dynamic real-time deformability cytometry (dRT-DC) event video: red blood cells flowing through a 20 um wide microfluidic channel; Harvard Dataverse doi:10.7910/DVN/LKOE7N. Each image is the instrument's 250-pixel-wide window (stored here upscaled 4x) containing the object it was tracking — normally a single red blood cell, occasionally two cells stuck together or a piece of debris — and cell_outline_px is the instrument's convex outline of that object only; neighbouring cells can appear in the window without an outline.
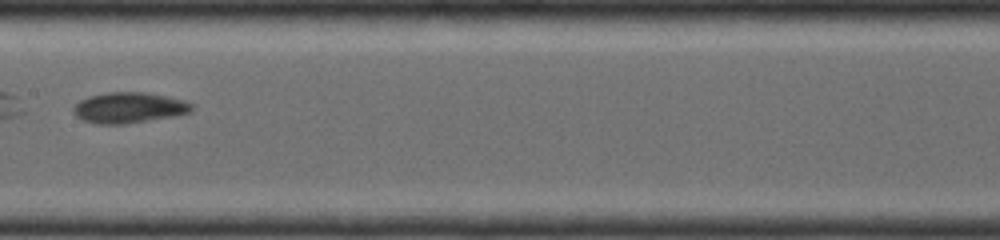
{"species": "common noctule bat (a hibernating species)", "species_latin": "Nyctalus noctula", "temperature_condition": "room temperature", "stored_images_in_passage": 22, "camera_frame_rate_fps": 4000, "um_per_image_px": 0.085, "animal": {"sex": "female", "body_mass_g": 19.0, "forearm_length_mm": 56.7}, "frame": {"image": 1, "passage_image": 10, "time_ms": 3.25, "image_size_px": [1000, 240], "cell_outline_px": [[192, 108], [188, 112], [176, 116], [120, 124], [100, 124], [84, 120], [76, 116], [72, 112], [72, 108], [80, 100], [88, 96], [108, 92], [144, 92], [168, 96], [184, 100], [192, 104]], "centroid_in_image_um": [10.94, 9.14], "position_along_channel_um": 196.5, "area_um2": 21.04}}
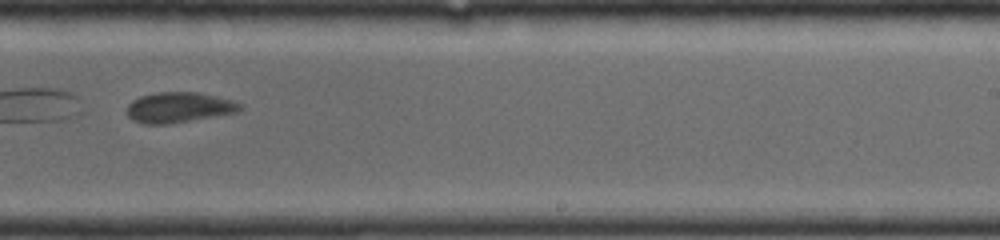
{"frame": {"image": 2, "passage_image": 16, "time_ms": 5.0, "image_size_px": [1000, 240], "cell_outline_px": [[244, 104], [236, 112], [168, 124], [144, 124], [132, 120], [128, 116], [128, 104], [132, 100], [140, 96], [156, 92], [200, 92], [232, 100]], "centroid_in_image_um": [15.18, 9.12], "position_along_channel_um": 273.8, "area_um2": 19.94}}
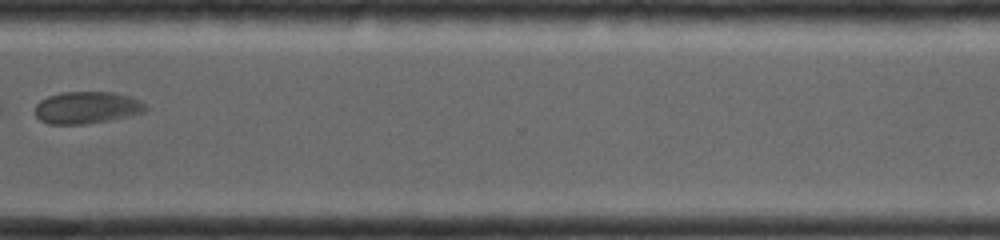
{"frame": {"image": 3, "passage_image": 22, "time_ms": 7.0, "image_size_px": [1000, 240], "cell_outline_px": [[148, 108], [144, 112], [104, 120], [80, 124], [52, 124], [40, 120], [36, 116], [36, 104], [40, 100], [48, 96], [60, 92], [116, 92], [132, 96], [148, 104]], "centroid_in_image_um": [7.4, 9.11], "position_along_channel_um": 363.2, "area_um2": 20.52}}